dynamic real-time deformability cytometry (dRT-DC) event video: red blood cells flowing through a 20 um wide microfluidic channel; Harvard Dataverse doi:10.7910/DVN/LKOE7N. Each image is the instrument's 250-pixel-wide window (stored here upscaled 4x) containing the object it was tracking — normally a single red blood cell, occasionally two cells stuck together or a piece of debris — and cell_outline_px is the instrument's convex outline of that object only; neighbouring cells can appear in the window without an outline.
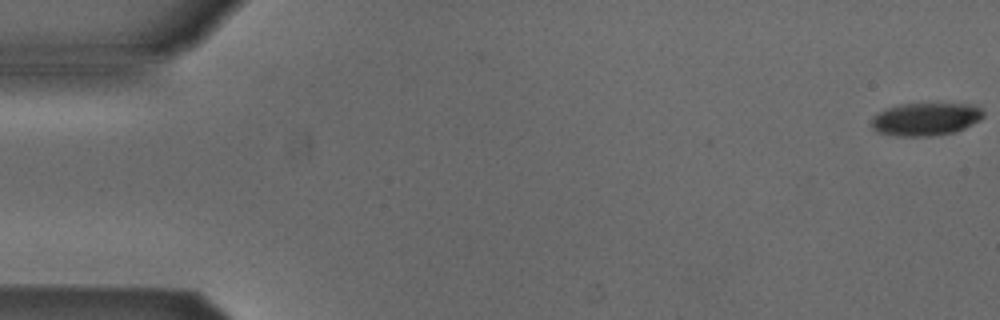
{"species": "Egyptian fruit bat (a non-hibernating species)", "species_latin": "Rousettus aegyptiacus", "temperature_condition": "cold", "stored_images_in_passage": 16, "camera_frame_rate_fps": 3000, "um_per_image_px": 0.085, "animal": {"sex": "male"}, "frame": {"image": 1, "passage_image": 1, "time_ms": 0.0, "image_size_px": [1000, 320], "cell_outline_px": [[984, 116], [980, 120], [956, 132], [932, 136], [896, 136], [876, 132], [872, 128], [872, 116], [888, 108], [900, 104], [972, 104], [980, 108], [984, 112]], "centroid_in_image_um": [78.68, 10.14], "position_along_channel_um": 6.3, "area_um2": 21.44}}
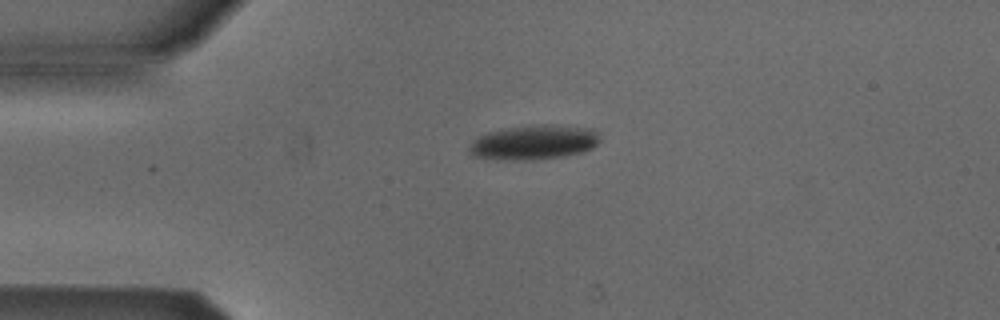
{"frame": {"image": 2, "passage_image": 13, "time_ms": 4.0, "image_size_px": [1000, 320], "cell_outline_px": [[600, 140], [592, 148], [584, 152], [564, 156], [532, 160], [504, 160], [472, 156], [468, 152], [468, 148], [472, 140], [488, 132], [508, 128], [544, 124], [596, 128]], "centroid_in_image_um": [45.4, 12.11], "position_along_channel_um": 39.6, "area_um2": 26.47}}